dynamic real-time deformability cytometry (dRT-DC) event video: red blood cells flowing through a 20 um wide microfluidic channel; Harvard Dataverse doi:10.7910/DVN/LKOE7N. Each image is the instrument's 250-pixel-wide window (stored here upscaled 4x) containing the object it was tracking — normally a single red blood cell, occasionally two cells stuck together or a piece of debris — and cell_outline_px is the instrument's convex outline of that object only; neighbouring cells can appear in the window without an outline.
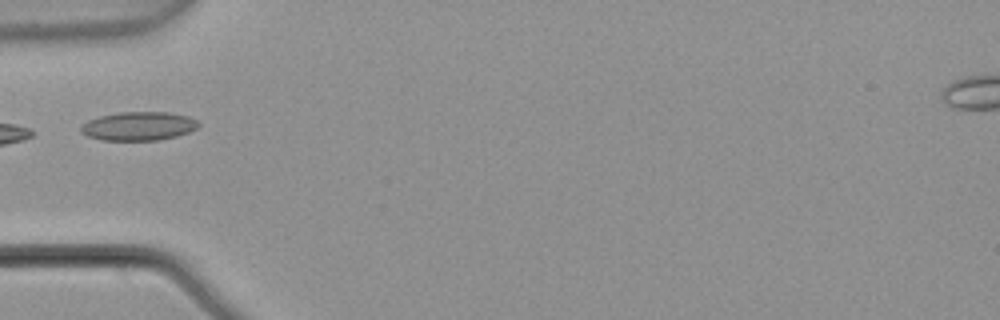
{"species": "common noctule bat (a hibernating species)", "species_latin": "Nyctalus noctula", "temperature_condition": "warm", "stored_images_in_passage": 4, "camera_frame_rate_fps": 3000, "um_per_image_px": 0.085, "animal": {"sex": "male", "body_mass_g": 21.5, "forearm_length_mm": 52.0}, "frame": {"image": 1, "passage_image": 4, "time_ms": 1.0, "image_size_px": [1000, 320], "cell_outline_px": [[200, 124], [196, 128], [188, 132], [176, 136], [160, 140], [100, 140], [88, 136], [80, 132], [80, 124], [88, 120], [100, 116], [120, 112], [168, 112], [188, 116], [196, 120]], "centroid_in_image_um": [11.75, 10.72], "position_along_channel_um": 73.3, "area_um2": 19.71}}